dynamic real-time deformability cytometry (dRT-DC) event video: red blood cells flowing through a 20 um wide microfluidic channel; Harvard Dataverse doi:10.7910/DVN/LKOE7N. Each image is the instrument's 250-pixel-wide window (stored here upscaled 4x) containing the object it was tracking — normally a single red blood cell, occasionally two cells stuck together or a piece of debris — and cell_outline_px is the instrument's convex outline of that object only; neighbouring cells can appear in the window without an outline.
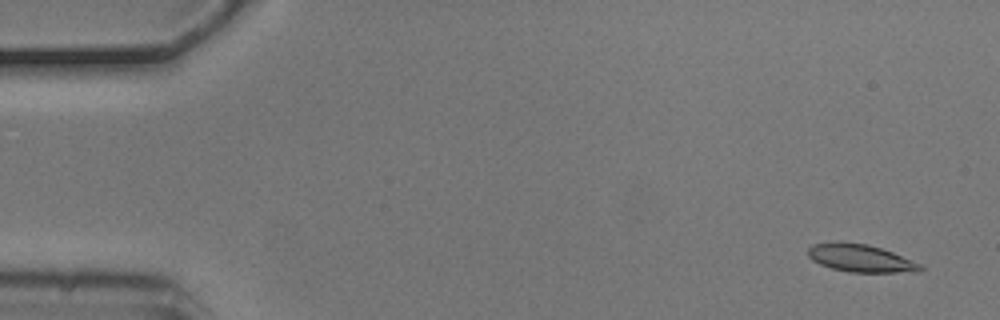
{"species": "common noctule bat (a hibernating species)", "species_latin": "Nyctalus noctula", "temperature_condition": "cold", "stored_images_in_passage": 9, "camera_frame_rate_fps": 3000, "um_per_image_px": 0.085, "animal": {"sex": "male", "body_mass_g": 20.5, "forearm_length_mm": 52.5}, "frame": {"image": 1, "passage_image": 1, "time_ms": 0.0, "image_size_px": [1000, 320], "cell_outline_px": [[924, 268], [920, 272], [848, 272], [832, 268], [820, 264], [812, 260], [808, 256], [808, 248], [812, 244], [836, 240], [840, 240], [868, 244], [892, 252], [924, 264]], "centroid_in_image_um": [73.15, 21.93], "position_along_channel_um": 11.8, "area_um2": 18.55}}
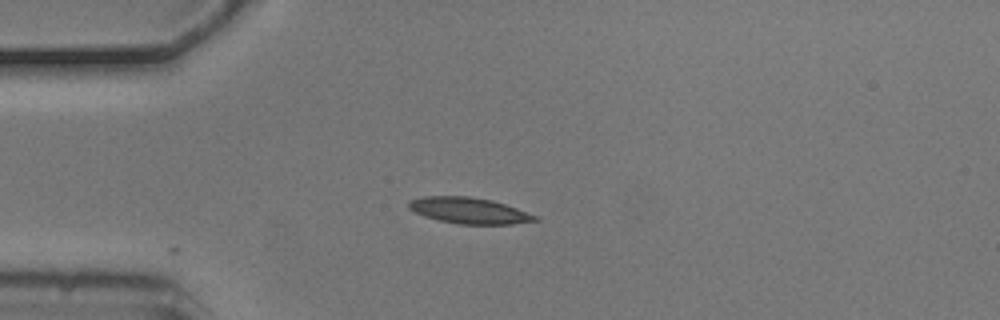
{"frame": {"image": 2, "passage_image": 4, "time_ms": 1.0, "image_size_px": [1000, 320], "cell_outline_px": [[540, 220], [512, 224], [460, 224], [440, 220], [424, 216], [408, 208], [408, 200], [424, 196], [468, 196], [492, 200], [516, 208], [536, 216]], "centroid_in_image_um": [39.84, 17.89], "position_along_channel_um": 45.2, "area_um2": 19.02}}
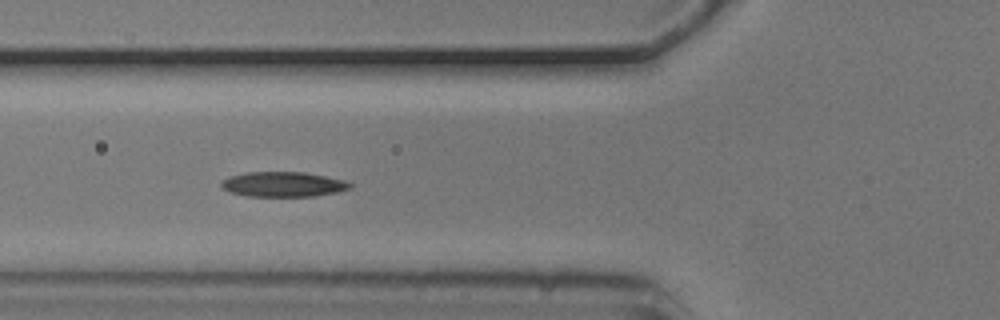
{"frame": {"image": 3, "passage_image": 6, "time_ms": 1.667, "image_size_px": [1000, 320], "cell_outline_px": [[352, 188], [336, 192], [316, 196], [248, 196], [232, 192], [220, 188], [220, 180], [228, 176], [244, 172], [304, 172], [348, 180], [352, 184]], "centroid_in_image_um": [24.06, 15.65], "position_along_channel_um": 101.7, "area_um2": 19.02}}